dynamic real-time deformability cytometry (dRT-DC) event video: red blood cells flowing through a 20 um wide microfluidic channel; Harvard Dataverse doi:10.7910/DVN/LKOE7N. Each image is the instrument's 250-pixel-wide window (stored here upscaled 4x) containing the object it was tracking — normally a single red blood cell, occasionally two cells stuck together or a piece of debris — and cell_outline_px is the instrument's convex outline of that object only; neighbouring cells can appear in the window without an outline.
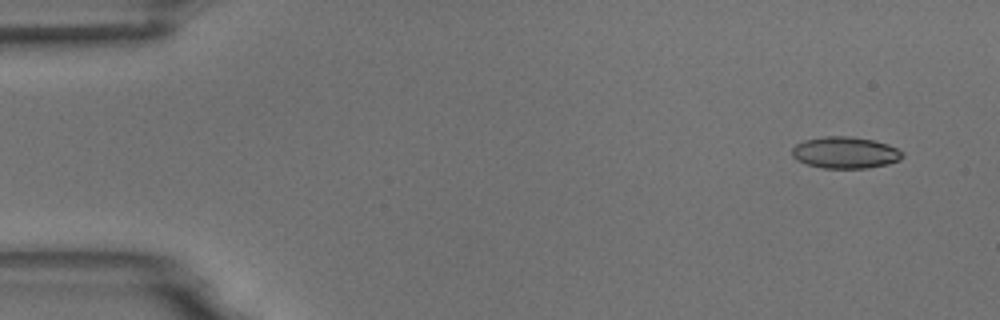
{"species": "common noctule bat (a hibernating species)", "species_latin": "Nyctalus noctula", "temperature_condition": "room temperature", "stored_images_in_passage": 21, "camera_frame_rate_fps": 3000, "um_per_image_px": 0.085, "animal": {"sex": "male", "body_mass_g": 18.8}, "frame": {"image": 1, "passage_image": 1, "time_ms": 0.0, "image_size_px": [1000, 320], "cell_outline_px": [[904, 156], [900, 160], [888, 164], [868, 168], [824, 168], [808, 164], [796, 160], [792, 156], [792, 148], [796, 144], [804, 140], [824, 136], [848, 136], [872, 140], [888, 144], [904, 152]], "centroid_in_image_um": [71.85, 12.97], "position_along_channel_um": 13.1, "area_um2": 20.4}}
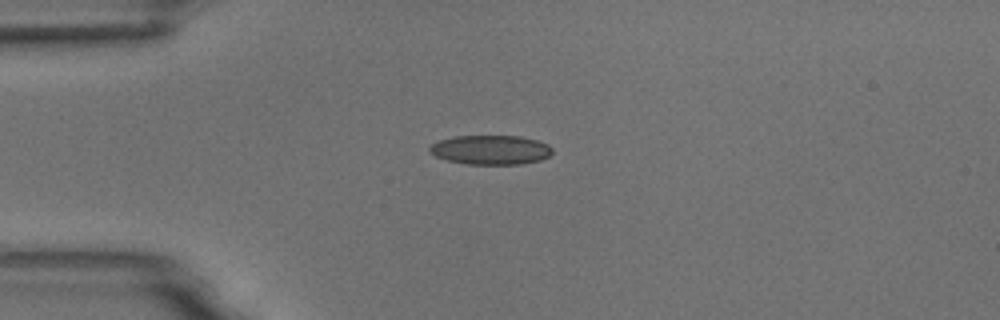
{"frame": {"image": 2, "passage_image": 11, "time_ms": 3.333, "image_size_px": [1000, 320], "cell_outline_px": [[552, 152], [548, 156], [540, 160], [520, 164], [468, 164], [448, 160], [436, 156], [428, 152], [428, 148], [432, 144], [440, 140], [456, 136], [520, 136], [536, 140], [548, 144], [552, 148]], "centroid_in_image_um": [41.7, 12.73], "position_along_channel_um": 43.3, "area_um2": 20.87}}
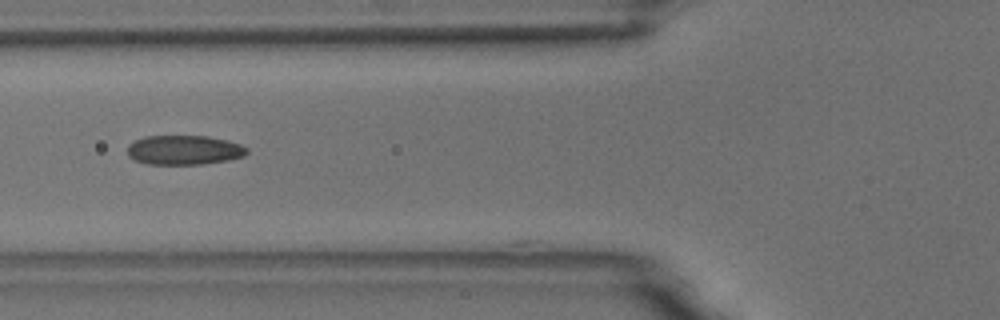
{"frame": {"image": 3, "passage_image": 18, "time_ms": 5.667, "image_size_px": [1000, 320], "cell_outline_px": [[248, 152], [244, 156], [228, 160], [204, 164], [148, 164], [136, 160], [128, 156], [128, 144], [144, 136], [208, 136], [228, 140], [240, 144], [248, 148]], "centroid_in_image_um": [15.67, 12.75], "position_along_channel_um": 110.1, "area_um2": 20.58}}